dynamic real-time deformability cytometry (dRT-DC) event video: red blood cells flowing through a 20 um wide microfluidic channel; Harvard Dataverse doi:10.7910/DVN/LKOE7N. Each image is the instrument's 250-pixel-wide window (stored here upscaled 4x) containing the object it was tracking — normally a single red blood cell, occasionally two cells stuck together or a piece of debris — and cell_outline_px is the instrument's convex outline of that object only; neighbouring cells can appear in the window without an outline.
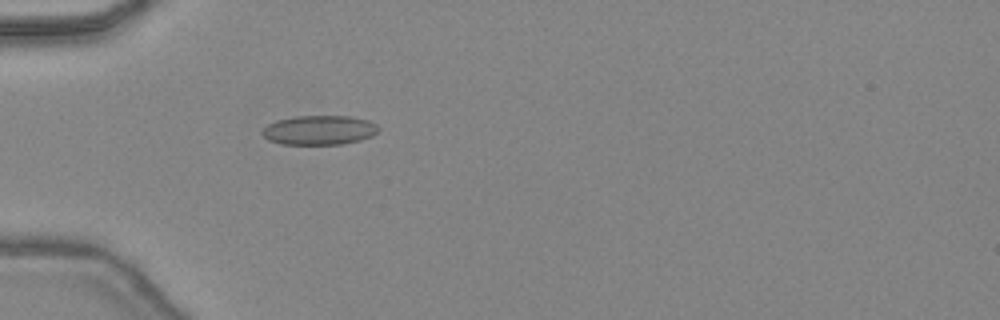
{"species": "common noctule bat (a hibernating species)", "species_latin": "Nyctalus noctula", "temperature_condition": "warm", "stored_images_in_passage": 28, "camera_frame_rate_fps": 3000, "um_per_image_px": 0.085, "animal": {"sex": "female", "body_mass_g": 24.6, "forearm_length_mm": 56.2}, "frame": {"image": 1, "passage_image": 5, "time_ms": 1.333, "image_size_px": [1000, 320], "cell_outline_px": [[380, 128], [372, 136], [360, 140], [340, 144], [280, 144], [268, 140], [260, 132], [268, 124], [276, 120], [296, 116], [352, 116], [368, 120], [376, 124]], "centroid_in_image_um": [27.13, 11.05], "position_along_channel_um": 57.9, "area_um2": 19.94}}
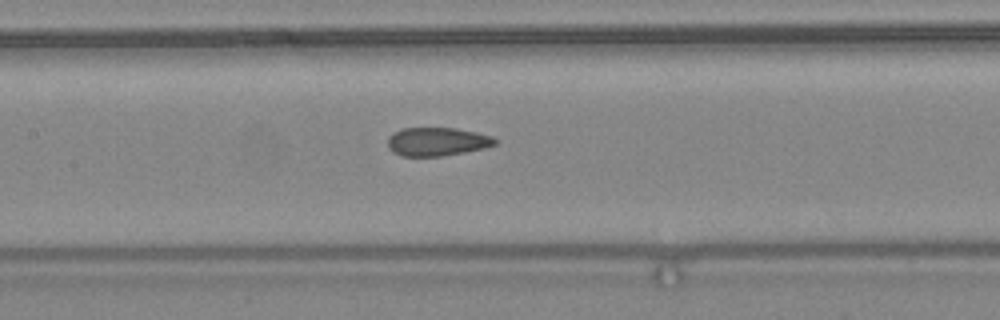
{"frame": {"image": 2, "passage_image": 13, "time_ms": 4.0, "image_size_px": [1000, 320], "cell_outline_px": [[496, 144], [484, 148], [464, 152], [440, 156], [400, 156], [392, 152], [388, 148], [388, 136], [392, 132], [404, 128], [456, 128], [476, 132], [492, 136], [496, 140]], "centroid_in_image_um": [37.11, 12.04], "position_along_channel_um": 170.3, "area_um2": 17.86}}
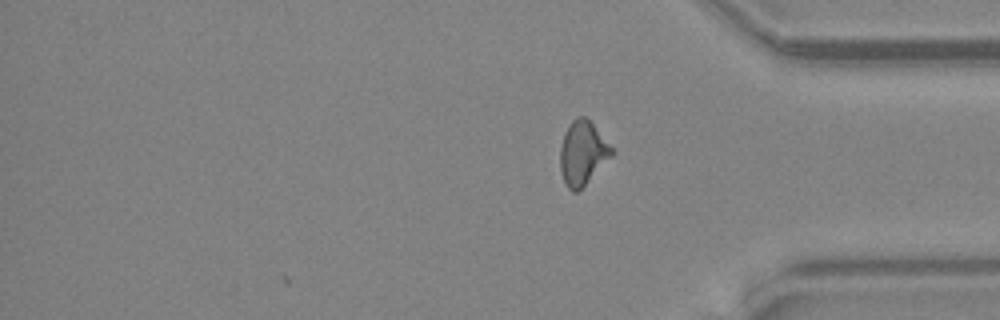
{"frame": {"image": 3, "passage_image": 28, "time_ms": 9.0, "image_size_px": [1000, 320], "cell_outline_px": [[612, 156], [576, 192], [572, 192], [568, 188], [560, 172], [560, 148], [564, 132], [568, 124], [572, 120], [580, 116], [584, 116], [592, 124], [612, 148]], "centroid_in_image_um": [49.48, 13.0], "position_along_channel_um": 385.7, "area_um2": 18.67}, "authors_computed_cell_mechanics": {"area_um2": 18.6116, "velocity_mm_per_s": 4.5026, "shape_relaxation_time_tau1_ms": null, "shape_relaxation_time_tau2_ms": 1.406, "deformation_change_tau1": null, "deformation_change_tau2": 0.0882}}